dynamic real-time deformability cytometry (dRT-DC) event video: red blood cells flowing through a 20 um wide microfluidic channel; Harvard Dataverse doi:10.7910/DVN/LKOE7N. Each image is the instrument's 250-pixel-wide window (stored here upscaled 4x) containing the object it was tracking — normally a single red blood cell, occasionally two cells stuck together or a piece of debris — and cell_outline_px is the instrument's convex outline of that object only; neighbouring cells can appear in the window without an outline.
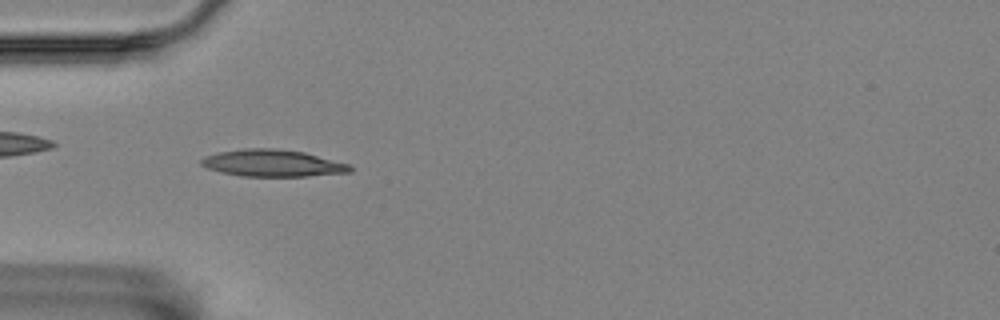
{"species": "Egyptian fruit bat (a non-hibernating species)", "species_latin": "Rousettus aegyptiacus", "temperature_condition": "room temperature", "stored_images_in_passage": 33, "camera_frame_rate_fps": 3000, "um_per_image_px": 0.085, "animal": {"sex": "female"}, "frame": {"image": 1, "passage_image": 3, "time_ms": 0.667, "image_size_px": [1000, 320], "cell_outline_px": [[352, 172], [308, 176], [240, 176], [220, 172], [208, 168], [200, 164], [200, 160], [204, 156], [220, 152], [244, 148], [276, 148], [304, 152], [348, 164], [352, 168]], "centroid_in_image_um": [23.15, 13.87], "position_along_channel_um": 61.9, "area_um2": 23.29}}
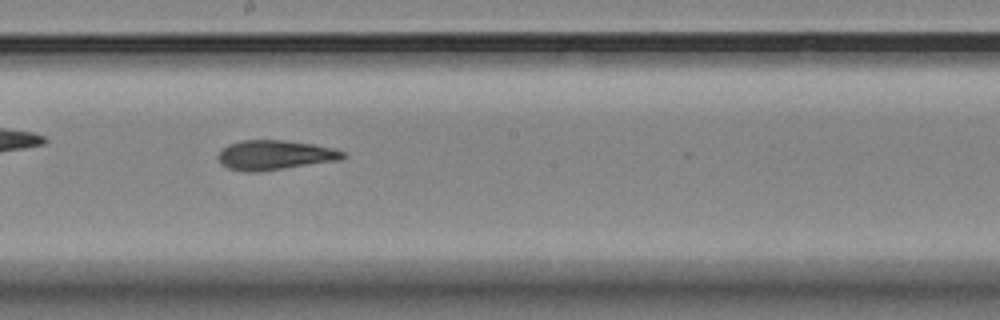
{"frame": {"image": 2, "passage_image": 17, "time_ms": 5.333, "image_size_px": [1000, 320], "cell_outline_px": [[344, 156], [340, 160], [256, 172], [252, 172], [228, 168], [216, 156], [228, 144], [244, 140], [284, 140], [312, 144], [332, 148], [344, 152]], "centroid_in_image_um": [23.36, 13.17], "position_along_channel_um": 224.8, "area_um2": 21.1}}
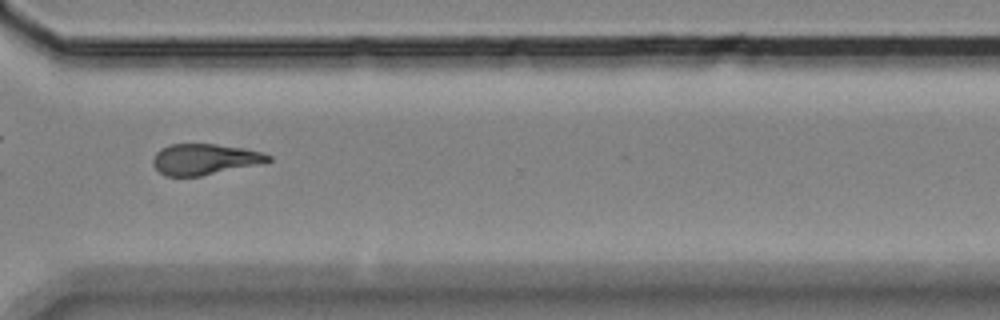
{"frame": {"image": 3, "passage_image": 28, "time_ms": 9.0, "image_size_px": [1000, 320], "cell_outline_px": [[272, 160], [264, 164], [200, 176], [164, 176], [152, 164], [152, 160], [156, 152], [160, 148], [168, 144], [216, 144], [244, 148], [264, 152], [272, 156]], "centroid_in_image_um": [17.44, 13.54], "position_along_channel_um": 353.2, "area_um2": 21.15}, "authors_computed_cell_mechanics": {"area_um2": 21.2704, "velocity_mm_per_s": 3.5074, "shape_relaxation_time_tau1_ms": 6.2007, "shape_relaxation_time_tau2_ms": 3.1582, "deformation_change_tau1": 0.1901, "deformation_change_tau2": 0.1141}}